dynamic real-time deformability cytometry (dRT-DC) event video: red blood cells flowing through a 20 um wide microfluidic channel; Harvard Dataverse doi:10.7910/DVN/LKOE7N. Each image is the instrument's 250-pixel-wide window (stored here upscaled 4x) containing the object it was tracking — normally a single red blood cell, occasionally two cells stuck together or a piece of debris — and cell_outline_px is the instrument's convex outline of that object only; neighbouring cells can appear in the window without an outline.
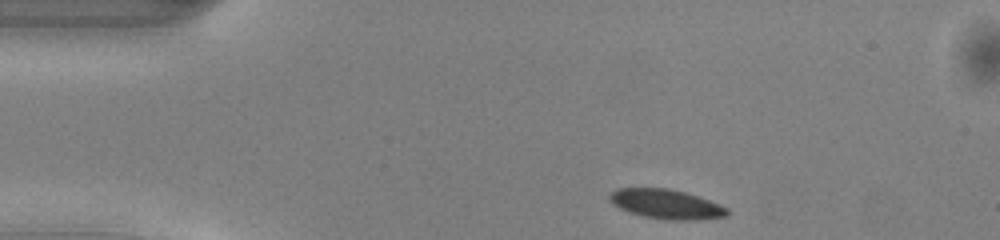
{"species": "common noctule bat (a hibernating species)", "species_latin": "Nyctalus noctula", "temperature_condition": "warm", "stored_images_in_passage": 42, "camera_frame_rate_fps": 3000, "um_per_image_px": 0.085, "animal": {"sex": "male", "body_mass_g": 13.0, "forearm_length_mm": 53.1}, "frame": {"image": 1, "passage_image": 1, "time_ms": 0.0, "image_size_px": [1000, 240], "cell_outline_px": [[728, 212], [724, 216], [696, 220], [672, 220], [644, 216], [628, 212], [612, 204], [608, 196], [616, 188], [668, 188], [684, 192], [708, 200], [728, 208]], "centroid_in_image_um": [56.58, 17.34], "position_along_channel_um": 28.4, "area_um2": 19.94}}
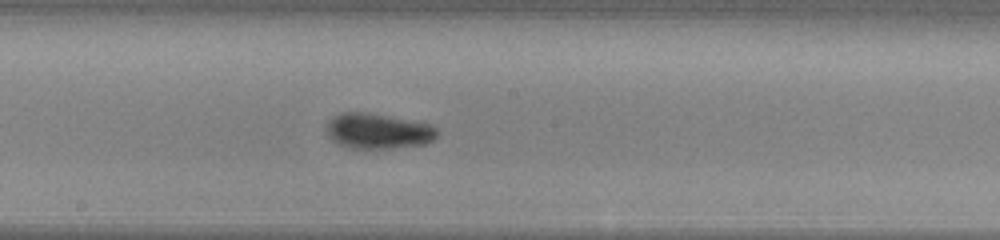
{"frame": {"image": 2, "passage_image": 19, "time_ms": 6.0, "image_size_px": [1000, 240], "cell_outline_px": [[436, 136], [432, 140], [424, 144], [392, 148], [348, 148], [332, 140], [328, 136], [328, 120], [340, 112], [364, 112], [388, 116], [424, 124], [436, 128]], "centroid_in_image_um": [32.06, 11.15], "position_along_channel_um": 216.1, "area_um2": 22.25}}
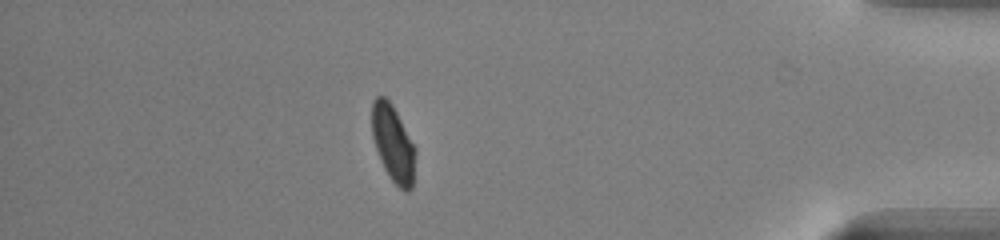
{"frame": {"image": 3, "passage_image": 36, "time_ms": 11.667, "image_size_px": [1000, 240], "cell_outline_px": [[416, 152], [412, 188], [408, 192], [404, 192], [388, 176], [380, 160], [372, 136], [372, 100], [376, 96], [384, 96], [392, 104], [416, 148]], "centroid_in_image_um": [33.41, 12.21], "position_along_channel_um": 401.8, "area_um2": 19.48}, "authors_computed_cell_mechanics": {"area_um2": 20.6346, "velocity_mm_per_s": 4.0874, "shape_relaxation_time_tau1_ms": 2.4583, "shape_relaxation_time_tau2_ms": null, "deformation_change_tau1": 0.0968, "deformation_change_tau2": null}}